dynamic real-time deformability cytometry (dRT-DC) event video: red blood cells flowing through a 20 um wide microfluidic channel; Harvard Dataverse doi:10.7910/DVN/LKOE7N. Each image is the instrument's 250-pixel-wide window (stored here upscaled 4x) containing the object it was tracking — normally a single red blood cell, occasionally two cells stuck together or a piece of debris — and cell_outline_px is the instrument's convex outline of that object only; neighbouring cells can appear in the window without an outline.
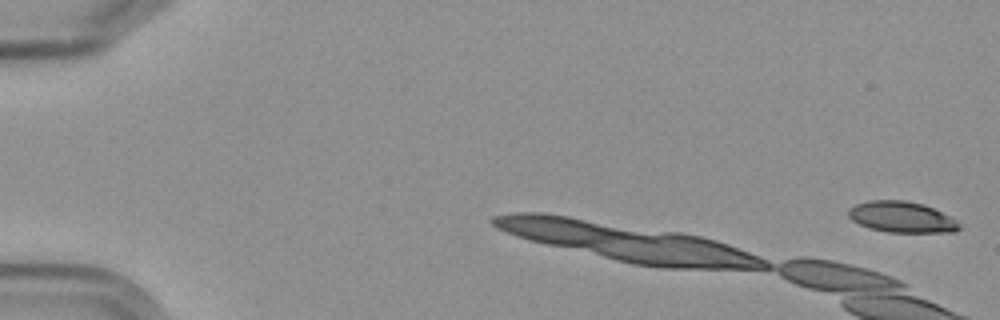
{"species": "Egyptian fruit bat (a non-hibernating species)", "species_latin": "Rousettus aegyptiacus", "temperature_condition": "cold", "stored_images_in_passage": 8, "camera_frame_rate_fps": 3000, "um_per_image_px": 0.085, "frame": {"image": 1, "passage_image": 1, "time_ms": 0.0, "image_size_px": [1000, 320], "cell_outline_px": [[960, 228], [956, 232], [888, 232], [868, 228], [852, 220], [848, 216], [848, 208], [856, 204], [868, 200], [904, 200], [924, 204], [956, 220], [960, 224]], "centroid_in_image_um": [76.61, 18.45], "position_along_channel_um": 8.4, "area_um2": 20.0}}